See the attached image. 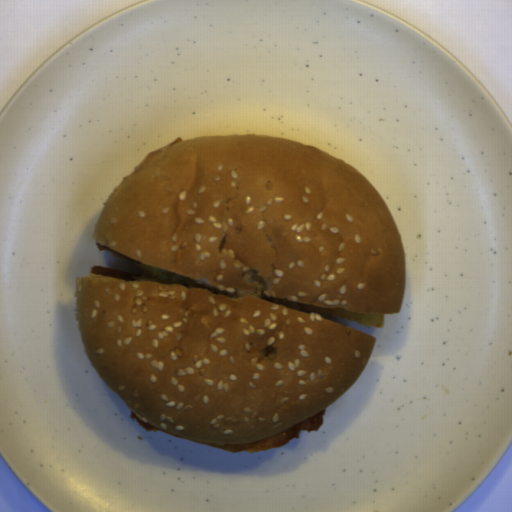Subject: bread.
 <instances>
[{"instance_id": "bread-1", "label": "bread", "mask_w": 512, "mask_h": 512, "mask_svg": "<svg viewBox=\"0 0 512 512\" xmlns=\"http://www.w3.org/2000/svg\"><path fill=\"white\" fill-rule=\"evenodd\" d=\"M97 244L238 296L139 279L76 278L88 361L140 420L235 445L326 409L376 338L263 297L400 313L405 251L377 188L341 158L284 137H177L104 202Z\"/></svg>"}]
</instances>
